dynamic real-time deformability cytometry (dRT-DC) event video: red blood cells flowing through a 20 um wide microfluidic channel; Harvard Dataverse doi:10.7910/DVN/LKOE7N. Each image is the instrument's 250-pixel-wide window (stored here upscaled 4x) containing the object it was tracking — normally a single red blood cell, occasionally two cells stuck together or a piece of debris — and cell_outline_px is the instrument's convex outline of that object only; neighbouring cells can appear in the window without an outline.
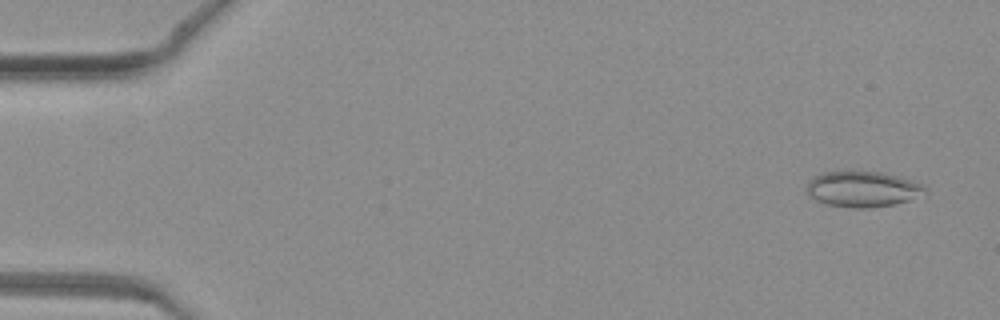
{"species": "common noctule bat (a hibernating species)", "species_latin": "Nyctalus noctula", "temperature_condition": "warm", "stored_images_in_passage": 46, "camera_frame_rate_fps": 3000, "um_per_image_px": 0.085, "animal": {"sex": "female", "body_mass_g": 19.3, "forearm_length_mm": 54.1}, "frame": {"image": 1, "passage_image": 3, "time_ms": 0.667, "image_size_px": [1000, 320], "cell_outline_px": [[928, 192], [908, 200], [892, 204], [868, 208], [852, 208], [828, 204], [816, 200], [808, 196], [804, 192], [812, 176], [824, 172], [880, 172], [900, 176], [912, 180], [920, 184]], "centroid_in_image_um": [73.28, 16.07], "position_along_channel_um": 11.7, "area_um2": 24.45}}
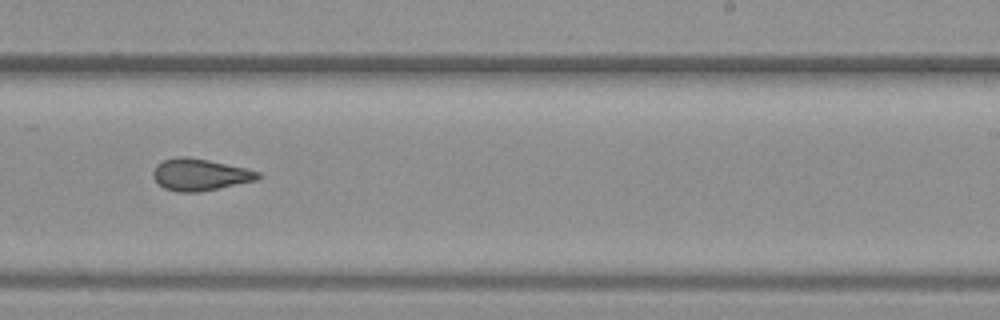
{"frame": {"image": 2, "passage_image": 30, "time_ms": 9.667, "image_size_px": [1000, 320], "cell_outline_px": [[264, 176], [256, 180], [200, 192], [176, 192], [164, 188], [152, 176], [152, 172], [156, 164], [164, 160], [176, 156], [188, 156], [208, 160], [244, 168], [260, 172]], "centroid_in_image_um": [16.98, 14.84], "position_along_channel_um": 272.0, "area_um2": 19.48}}
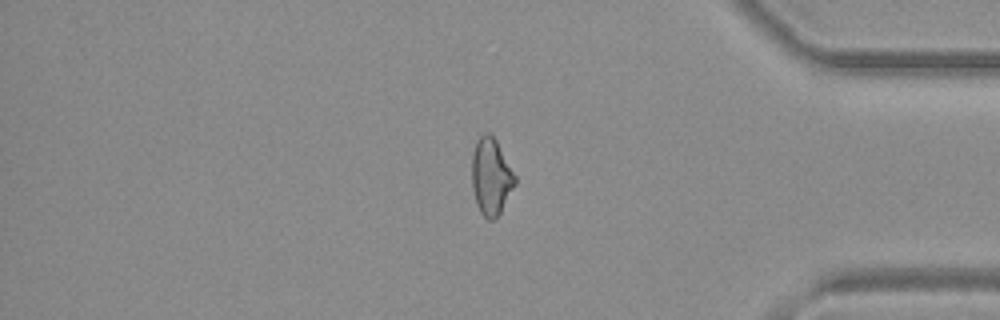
{"frame": {"image": 3, "passage_image": 40, "time_ms": 13.0, "image_size_px": [1000, 320], "cell_outline_px": [[516, 184], [496, 220], [488, 220], [480, 212], [476, 204], [472, 188], [472, 152], [476, 140], [484, 132], [488, 132], [496, 140], [516, 176]], "centroid_in_image_um": [41.73, 15.02], "position_along_channel_um": 393.5, "area_um2": 19.48}}